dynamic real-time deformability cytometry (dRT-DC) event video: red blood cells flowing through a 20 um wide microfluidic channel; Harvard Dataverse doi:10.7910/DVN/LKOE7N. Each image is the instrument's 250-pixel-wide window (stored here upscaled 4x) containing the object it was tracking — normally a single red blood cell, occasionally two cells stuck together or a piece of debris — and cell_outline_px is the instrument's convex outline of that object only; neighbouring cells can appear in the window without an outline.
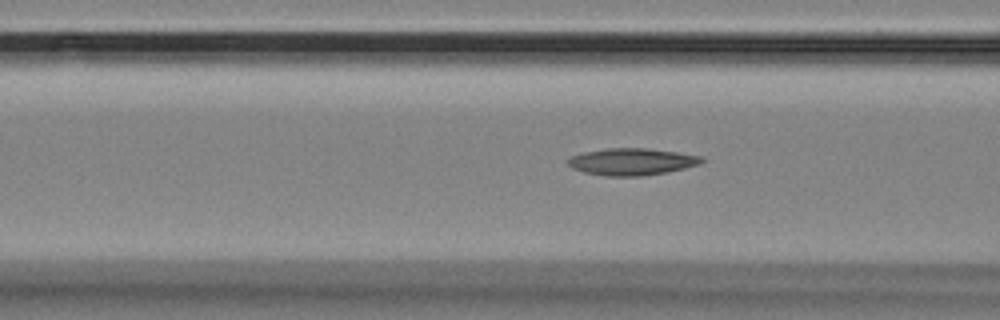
{"species": "Egyptian fruit bat (a non-hibernating species)", "species_latin": "Rousettus aegyptiacus", "temperature_condition": "room temperature", "stored_images_in_passage": 51, "camera_frame_rate_fps": 3000, "um_per_image_px": 0.085, "animal": {"sex": "female"}, "frame": {"image": 1, "passage_image": 22, "time_ms": 7.0, "image_size_px": [1000, 320], "cell_outline_px": [[704, 160], [700, 164], [668, 172], [640, 176], [604, 176], [584, 172], [572, 168], [568, 164], [568, 160], [572, 156], [584, 152], [608, 148], [648, 148], [704, 156]], "centroid_in_image_um": [53.73, 13.74], "position_along_channel_um": 112.9, "area_um2": 20.98}}
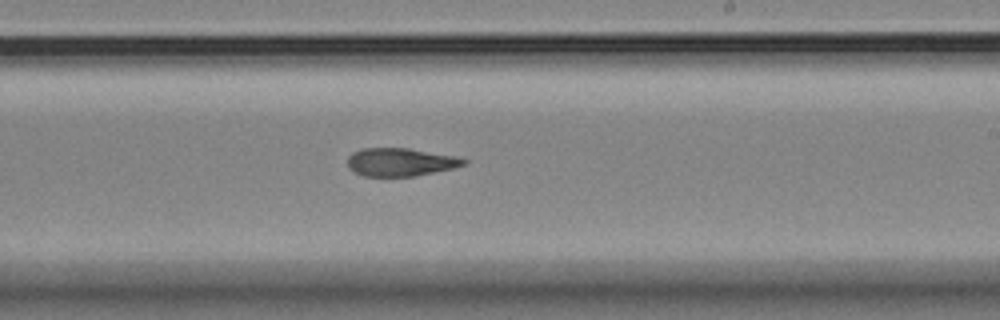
{"frame": {"image": 2, "passage_image": 34, "time_ms": 11.0, "image_size_px": [1000, 320], "cell_outline_px": [[468, 164], [452, 168], [416, 176], [364, 176], [352, 172], [348, 168], [348, 156], [352, 152], [364, 148], [408, 148], [456, 156], [468, 160]], "centroid_in_image_um": [34.03, 13.78], "position_along_channel_um": 255.0, "area_um2": 19.13}}
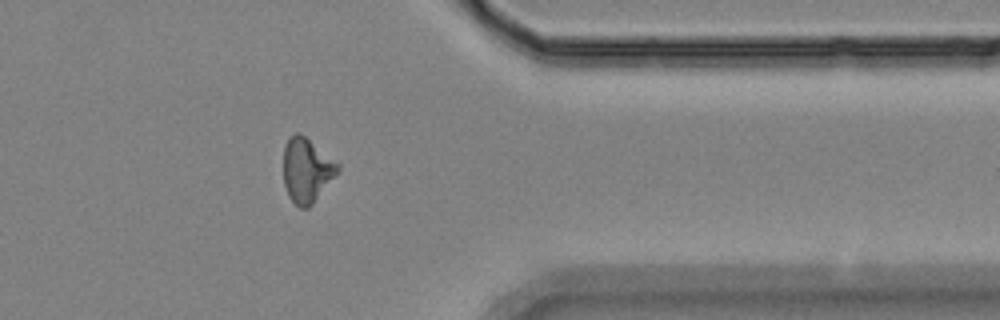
{"frame": {"image": 3, "passage_image": 46, "time_ms": 15.0, "image_size_px": [1000, 320], "cell_outline_px": [[340, 172], [312, 204], [308, 208], [300, 208], [288, 196], [284, 184], [284, 144], [296, 132], [300, 132], [340, 164]], "centroid_in_image_um": [26.09, 14.47], "position_along_channel_um": 385.3, "area_um2": 20.46}}